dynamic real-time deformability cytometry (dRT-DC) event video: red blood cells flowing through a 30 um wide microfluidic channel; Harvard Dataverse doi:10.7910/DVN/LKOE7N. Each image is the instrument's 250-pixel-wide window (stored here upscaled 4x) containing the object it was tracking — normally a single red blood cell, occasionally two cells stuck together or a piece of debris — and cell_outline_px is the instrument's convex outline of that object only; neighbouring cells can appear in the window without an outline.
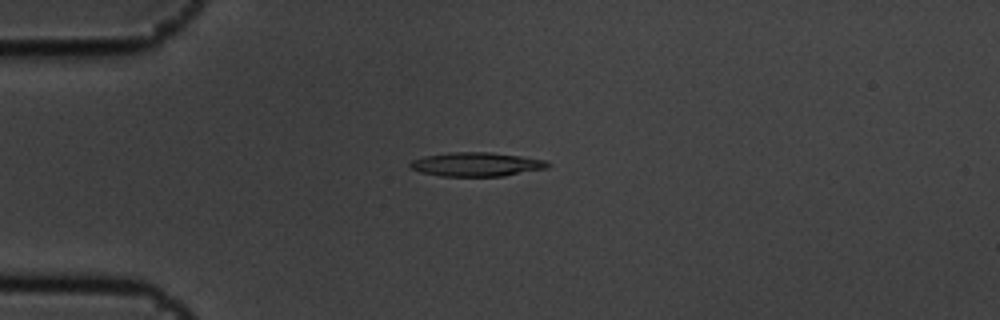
{"species": "common noctule bat (a hibernating species)", "species_latin": "Nyctalus noctula", "temperature_condition": "cold", "stored_images_in_passage": 5, "camera_frame_rate_fps": 3000, "um_per_image_px": 0.085, "animal": {"sex": "male", "body_mass_g": 19.5, "forearm_length_mm": 54.6}, "frame": {"image": 1, "passage_image": 4, "time_ms": 1.0, "image_size_px": [1000, 320], "cell_outline_px": [[552, 164], [548, 168], [504, 176], [440, 176], [420, 172], [412, 168], [408, 164], [412, 160], [424, 156], [448, 152], [492, 152], [520, 156], [544, 160]], "centroid_in_image_um": [40.5, 13.97], "position_along_channel_um": 44.5, "area_um2": 19.31}}